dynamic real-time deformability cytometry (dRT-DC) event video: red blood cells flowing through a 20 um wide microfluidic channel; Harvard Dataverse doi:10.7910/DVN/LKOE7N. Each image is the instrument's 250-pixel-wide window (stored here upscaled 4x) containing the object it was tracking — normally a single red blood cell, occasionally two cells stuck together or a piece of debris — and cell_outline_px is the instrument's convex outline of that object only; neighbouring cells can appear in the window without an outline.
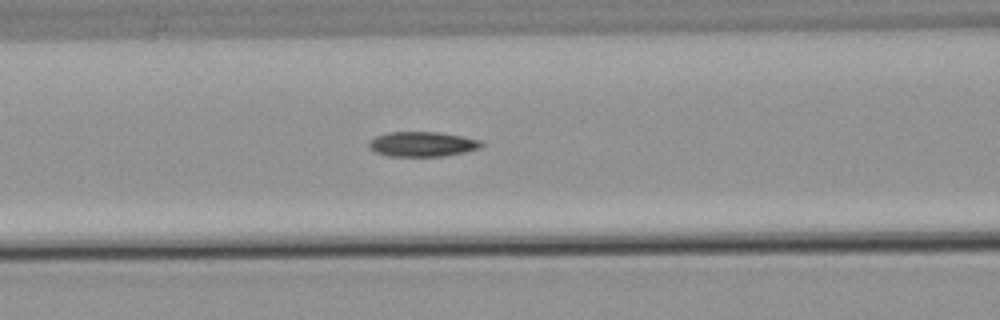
{"species": "common noctule bat (a hibernating species)", "species_latin": "Nyctalus noctula", "temperature_condition": "warm", "stored_images_in_passage": 43, "camera_frame_rate_fps": 3000, "um_per_image_px": 0.085, "animal": {"sex": "male", "body_mass_g": 21.5, "forearm_length_mm": 52.0}, "frame": {"image": 1, "passage_image": 22, "time_ms": 7.0, "image_size_px": [1000, 320], "cell_outline_px": [[484, 144], [480, 148], [464, 152], [444, 156], [388, 156], [376, 152], [368, 148], [368, 140], [376, 136], [388, 132], [436, 132], [460, 136], [480, 140]], "centroid_in_image_um": [35.85, 12.25], "position_along_channel_um": 130.7, "area_um2": 16.3}}
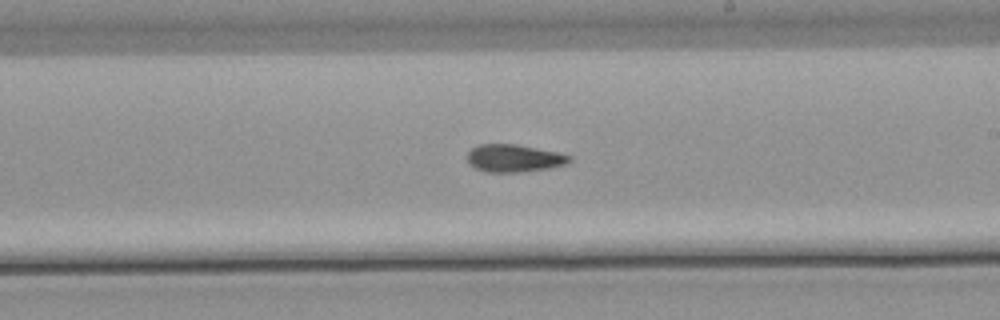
{"frame": {"image": 2, "passage_image": 31, "time_ms": 10.0, "image_size_px": [1000, 320], "cell_outline_px": [[572, 160], [568, 164], [548, 168], [520, 172], [484, 172], [468, 164], [468, 152], [472, 148], [480, 144], [516, 144], [556, 152], [572, 156]], "centroid_in_image_um": [43.69, 13.45], "position_along_channel_um": 245.3, "area_um2": 16.42}}
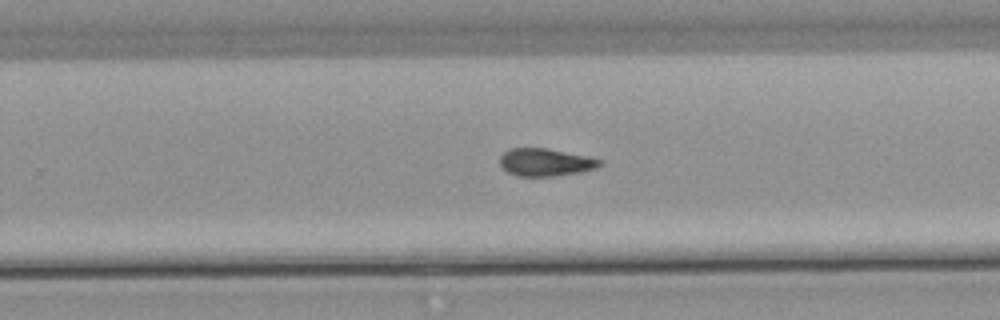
{"frame": {"image": 3, "passage_image": 34, "time_ms": 11.0, "image_size_px": [1000, 320], "cell_outline_px": [[604, 164], [596, 168], [580, 172], [552, 176], [516, 176], [508, 172], [500, 164], [500, 156], [508, 148], [548, 148], [588, 156], [604, 160]], "centroid_in_image_um": [46.4, 13.78], "position_along_channel_um": 283.4, "area_um2": 16.24}}